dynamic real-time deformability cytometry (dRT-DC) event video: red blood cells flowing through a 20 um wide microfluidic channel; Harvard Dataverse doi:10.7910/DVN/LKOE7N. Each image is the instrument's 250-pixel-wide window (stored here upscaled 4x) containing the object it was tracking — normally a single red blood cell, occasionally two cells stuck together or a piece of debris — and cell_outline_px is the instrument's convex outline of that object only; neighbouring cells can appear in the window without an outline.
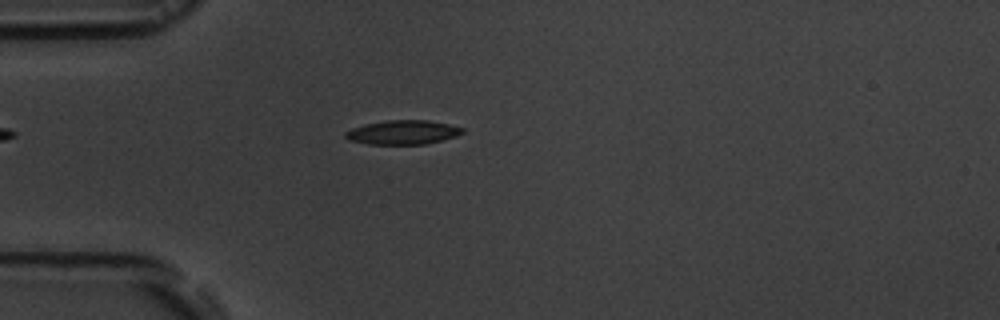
{"species": "common noctule bat (a hibernating species)", "species_latin": "Nyctalus noctula", "temperature_condition": "room temperature", "stored_images_in_passage": 4, "camera_frame_rate_fps": 3000, "um_per_image_px": 0.085, "animal": {"sex": "male", "body_mass_g": 19.5, "forearm_length_mm": 54.6}, "frame": {"image": 1, "passage_image": 4, "time_ms": 3.333, "image_size_px": [1000, 320], "cell_outline_px": [[464, 132], [456, 136], [424, 144], [368, 144], [348, 140], [344, 136], [344, 132], [352, 128], [368, 124], [388, 120], [428, 120], [448, 124], [464, 128]], "centroid_in_image_um": [34.23, 11.25], "position_along_channel_um": 50.8, "area_um2": 16.3}}